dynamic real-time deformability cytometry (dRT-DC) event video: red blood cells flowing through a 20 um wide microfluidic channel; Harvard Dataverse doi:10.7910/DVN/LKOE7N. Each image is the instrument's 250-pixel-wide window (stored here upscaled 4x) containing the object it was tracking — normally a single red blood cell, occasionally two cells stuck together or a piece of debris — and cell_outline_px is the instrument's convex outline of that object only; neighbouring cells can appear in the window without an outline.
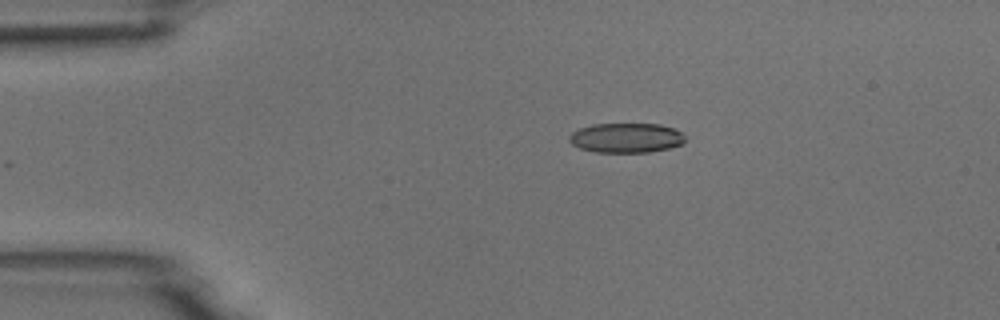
{"species": "common noctule bat (a hibernating species)", "species_latin": "Nyctalus noctula", "temperature_condition": "room temperature", "stored_images_in_passage": 4, "camera_frame_rate_fps": 3000, "um_per_image_px": 0.085, "animal": {"sex": "male", "body_mass_g": 18.8}, "frame": {"image": 1, "passage_image": 1, "time_ms": 0.0, "image_size_px": [1000, 320], "cell_outline_px": [[684, 144], [668, 148], [648, 152], [596, 152], [580, 148], [572, 144], [568, 140], [568, 136], [572, 132], [580, 128], [592, 124], [660, 124], [672, 128], [680, 132], [684, 136]], "centroid_in_image_um": [53.2, 11.72], "position_along_channel_um": 31.8, "area_um2": 20.0}}
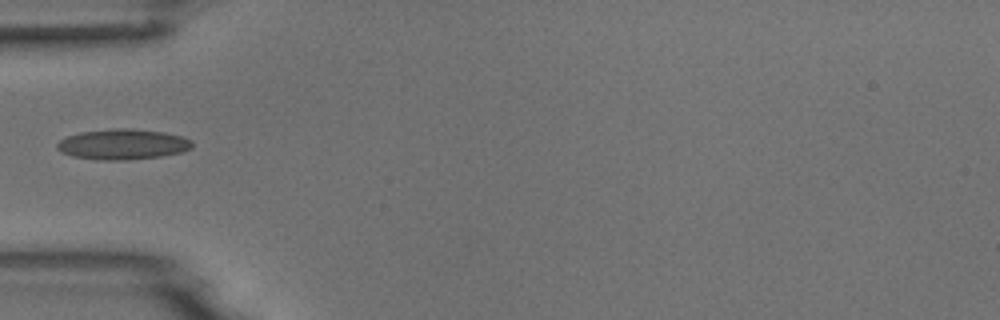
{"frame": {"image": 2, "passage_image": 3, "time_ms": 2.333, "image_size_px": [1000, 320], "cell_outline_px": [[192, 148], [184, 152], [160, 156], [128, 160], [96, 160], [72, 156], [60, 152], [56, 148], [56, 144], [60, 140], [68, 136], [80, 132], [112, 128], [132, 128], [164, 132], [184, 136], [192, 140]], "centroid_in_image_um": [10.45, 12.26], "position_along_channel_um": 74.6, "area_um2": 24.33}}